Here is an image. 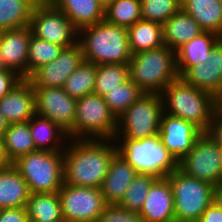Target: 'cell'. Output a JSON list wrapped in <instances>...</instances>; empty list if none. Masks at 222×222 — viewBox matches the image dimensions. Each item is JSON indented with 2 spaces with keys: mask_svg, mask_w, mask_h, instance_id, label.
Returning a JSON list of instances; mask_svg holds the SVG:
<instances>
[{
  "mask_svg": "<svg viewBox=\"0 0 222 222\" xmlns=\"http://www.w3.org/2000/svg\"><path fill=\"white\" fill-rule=\"evenodd\" d=\"M26 209L29 222H59L63 220L58 192L31 193Z\"/></svg>",
  "mask_w": 222,
  "mask_h": 222,
  "instance_id": "83f0119b",
  "label": "cell"
},
{
  "mask_svg": "<svg viewBox=\"0 0 222 222\" xmlns=\"http://www.w3.org/2000/svg\"><path fill=\"white\" fill-rule=\"evenodd\" d=\"M162 26L164 44L174 51L204 32L198 23L181 9Z\"/></svg>",
  "mask_w": 222,
  "mask_h": 222,
  "instance_id": "d4e9b609",
  "label": "cell"
},
{
  "mask_svg": "<svg viewBox=\"0 0 222 222\" xmlns=\"http://www.w3.org/2000/svg\"><path fill=\"white\" fill-rule=\"evenodd\" d=\"M30 26L0 31V53L7 68L27 79Z\"/></svg>",
  "mask_w": 222,
  "mask_h": 222,
  "instance_id": "e0dca14e",
  "label": "cell"
},
{
  "mask_svg": "<svg viewBox=\"0 0 222 222\" xmlns=\"http://www.w3.org/2000/svg\"><path fill=\"white\" fill-rule=\"evenodd\" d=\"M84 60L82 48L77 42L63 48L59 56L38 68L28 80L32 87H63L67 77L75 71Z\"/></svg>",
  "mask_w": 222,
  "mask_h": 222,
  "instance_id": "9a60e30c",
  "label": "cell"
},
{
  "mask_svg": "<svg viewBox=\"0 0 222 222\" xmlns=\"http://www.w3.org/2000/svg\"><path fill=\"white\" fill-rule=\"evenodd\" d=\"M24 78L12 69L0 71V99L8 94Z\"/></svg>",
  "mask_w": 222,
  "mask_h": 222,
  "instance_id": "f35d334b",
  "label": "cell"
},
{
  "mask_svg": "<svg viewBox=\"0 0 222 222\" xmlns=\"http://www.w3.org/2000/svg\"><path fill=\"white\" fill-rule=\"evenodd\" d=\"M218 146H219L220 157H221V160H222V145H218Z\"/></svg>",
  "mask_w": 222,
  "mask_h": 222,
  "instance_id": "f907efd6",
  "label": "cell"
},
{
  "mask_svg": "<svg viewBox=\"0 0 222 222\" xmlns=\"http://www.w3.org/2000/svg\"><path fill=\"white\" fill-rule=\"evenodd\" d=\"M96 80V64L83 60L65 80L64 91L71 97L80 98L93 94Z\"/></svg>",
  "mask_w": 222,
  "mask_h": 222,
  "instance_id": "4dcf8cb0",
  "label": "cell"
},
{
  "mask_svg": "<svg viewBox=\"0 0 222 222\" xmlns=\"http://www.w3.org/2000/svg\"><path fill=\"white\" fill-rule=\"evenodd\" d=\"M181 78L216 99H222V38L214 45L205 63L192 66Z\"/></svg>",
  "mask_w": 222,
  "mask_h": 222,
  "instance_id": "2e32d148",
  "label": "cell"
},
{
  "mask_svg": "<svg viewBox=\"0 0 222 222\" xmlns=\"http://www.w3.org/2000/svg\"><path fill=\"white\" fill-rule=\"evenodd\" d=\"M9 123L4 118V116L0 113V137L3 136L5 130L7 129Z\"/></svg>",
  "mask_w": 222,
  "mask_h": 222,
  "instance_id": "ee69618b",
  "label": "cell"
},
{
  "mask_svg": "<svg viewBox=\"0 0 222 222\" xmlns=\"http://www.w3.org/2000/svg\"><path fill=\"white\" fill-rule=\"evenodd\" d=\"M198 222H222V208L213 201L201 214Z\"/></svg>",
  "mask_w": 222,
  "mask_h": 222,
  "instance_id": "b9f144b4",
  "label": "cell"
},
{
  "mask_svg": "<svg viewBox=\"0 0 222 222\" xmlns=\"http://www.w3.org/2000/svg\"><path fill=\"white\" fill-rule=\"evenodd\" d=\"M115 0H98V2L106 9L110 4H112Z\"/></svg>",
  "mask_w": 222,
  "mask_h": 222,
  "instance_id": "bcb514c9",
  "label": "cell"
},
{
  "mask_svg": "<svg viewBox=\"0 0 222 222\" xmlns=\"http://www.w3.org/2000/svg\"><path fill=\"white\" fill-rule=\"evenodd\" d=\"M213 201L222 208V180L214 185Z\"/></svg>",
  "mask_w": 222,
  "mask_h": 222,
  "instance_id": "7bdbcfd3",
  "label": "cell"
},
{
  "mask_svg": "<svg viewBox=\"0 0 222 222\" xmlns=\"http://www.w3.org/2000/svg\"><path fill=\"white\" fill-rule=\"evenodd\" d=\"M65 222H97L108 205L99 188L64 184L58 191Z\"/></svg>",
  "mask_w": 222,
  "mask_h": 222,
  "instance_id": "8fae6325",
  "label": "cell"
},
{
  "mask_svg": "<svg viewBox=\"0 0 222 222\" xmlns=\"http://www.w3.org/2000/svg\"><path fill=\"white\" fill-rule=\"evenodd\" d=\"M218 109L222 112V99L218 100Z\"/></svg>",
  "mask_w": 222,
  "mask_h": 222,
  "instance_id": "681fc988",
  "label": "cell"
},
{
  "mask_svg": "<svg viewBox=\"0 0 222 222\" xmlns=\"http://www.w3.org/2000/svg\"><path fill=\"white\" fill-rule=\"evenodd\" d=\"M40 0H0V31L30 26L34 6Z\"/></svg>",
  "mask_w": 222,
  "mask_h": 222,
  "instance_id": "f1b7e54d",
  "label": "cell"
},
{
  "mask_svg": "<svg viewBox=\"0 0 222 222\" xmlns=\"http://www.w3.org/2000/svg\"><path fill=\"white\" fill-rule=\"evenodd\" d=\"M173 201L168 179L157 178L150 187L139 215L144 222H175Z\"/></svg>",
  "mask_w": 222,
  "mask_h": 222,
  "instance_id": "ac0fdd59",
  "label": "cell"
},
{
  "mask_svg": "<svg viewBox=\"0 0 222 222\" xmlns=\"http://www.w3.org/2000/svg\"><path fill=\"white\" fill-rule=\"evenodd\" d=\"M30 194L27 182L12 163L0 170V209L26 207Z\"/></svg>",
  "mask_w": 222,
  "mask_h": 222,
  "instance_id": "44dd1931",
  "label": "cell"
},
{
  "mask_svg": "<svg viewBox=\"0 0 222 222\" xmlns=\"http://www.w3.org/2000/svg\"><path fill=\"white\" fill-rule=\"evenodd\" d=\"M140 19V0H115L105 9L104 20L113 25L128 28Z\"/></svg>",
  "mask_w": 222,
  "mask_h": 222,
  "instance_id": "d6a6232c",
  "label": "cell"
},
{
  "mask_svg": "<svg viewBox=\"0 0 222 222\" xmlns=\"http://www.w3.org/2000/svg\"><path fill=\"white\" fill-rule=\"evenodd\" d=\"M160 95L163 104L166 100L169 103L167 114L193 123L203 133L208 132L218 109V99L213 95L193 87L181 77L168 84Z\"/></svg>",
  "mask_w": 222,
  "mask_h": 222,
  "instance_id": "3957f363",
  "label": "cell"
},
{
  "mask_svg": "<svg viewBox=\"0 0 222 222\" xmlns=\"http://www.w3.org/2000/svg\"><path fill=\"white\" fill-rule=\"evenodd\" d=\"M162 113L161 95L145 93L117 118L118 128L123 127V139L141 140L158 135Z\"/></svg>",
  "mask_w": 222,
  "mask_h": 222,
  "instance_id": "9c48e42d",
  "label": "cell"
},
{
  "mask_svg": "<svg viewBox=\"0 0 222 222\" xmlns=\"http://www.w3.org/2000/svg\"><path fill=\"white\" fill-rule=\"evenodd\" d=\"M129 79L128 64H100L96 65V80L94 93L105 96L109 91Z\"/></svg>",
  "mask_w": 222,
  "mask_h": 222,
  "instance_id": "1f68e13d",
  "label": "cell"
},
{
  "mask_svg": "<svg viewBox=\"0 0 222 222\" xmlns=\"http://www.w3.org/2000/svg\"><path fill=\"white\" fill-rule=\"evenodd\" d=\"M8 69L3 61L2 55L0 53V71Z\"/></svg>",
  "mask_w": 222,
  "mask_h": 222,
  "instance_id": "7dc6e473",
  "label": "cell"
},
{
  "mask_svg": "<svg viewBox=\"0 0 222 222\" xmlns=\"http://www.w3.org/2000/svg\"><path fill=\"white\" fill-rule=\"evenodd\" d=\"M76 140L63 152L64 184L100 189L117 147L105 139Z\"/></svg>",
  "mask_w": 222,
  "mask_h": 222,
  "instance_id": "6da1fadb",
  "label": "cell"
},
{
  "mask_svg": "<svg viewBox=\"0 0 222 222\" xmlns=\"http://www.w3.org/2000/svg\"><path fill=\"white\" fill-rule=\"evenodd\" d=\"M144 94L133 81L128 79L119 85L118 88L109 91L104 96V99L110 111L118 118Z\"/></svg>",
  "mask_w": 222,
  "mask_h": 222,
  "instance_id": "e575fe53",
  "label": "cell"
},
{
  "mask_svg": "<svg viewBox=\"0 0 222 222\" xmlns=\"http://www.w3.org/2000/svg\"><path fill=\"white\" fill-rule=\"evenodd\" d=\"M123 146H117L121 155L137 173L152 174L164 178L178 168V162L161 143L159 135L141 140L122 139Z\"/></svg>",
  "mask_w": 222,
  "mask_h": 222,
  "instance_id": "52a82bcc",
  "label": "cell"
},
{
  "mask_svg": "<svg viewBox=\"0 0 222 222\" xmlns=\"http://www.w3.org/2000/svg\"><path fill=\"white\" fill-rule=\"evenodd\" d=\"M141 17L144 20L164 24L181 9L180 0H140Z\"/></svg>",
  "mask_w": 222,
  "mask_h": 222,
  "instance_id": "8d00e7d4",
  "label": "cell"
},
{
  "mask_svg": "<svg viewBox=\"0 0 222 222\" xmlns=\"http://www.w3.org/2000/svg\"><path fill=\"white\" fill-rule=\"evenodd\" d=\"M207 133L217 145H222V112L219 109L215 111Z\"/></svg>",
  "mask_w": 222,
  "mask_h": 222,
  "instance_id": "60d3db41",
  "label": "cell"
},
{
  "mask_svg": "<svg viewBox=\"0 0 222 222\" xmlns=\"http://www.w3.org/2000/svg\"><path fill=\"white\" fill-rule=\"evenodd\" d=\"M117 123V118L110 111L103 96L93 93L77 98L74 138L78 139L80 136L79 139H81L83 136V139H86L90 134L89 139L93 136V139L98 137L100 140L106 139L105 141L109 142L110 139L114 140L122 133Z\"/></svg>",
  "mask_w": 222,
  "mask_h": 222,
  "instance_id": "ba28073f",
  "label": "cell"
},
{
  "mask_svg": "<svg viewBox=\"0 0 222 222\" xmlns=\"http://www.w3.org/2000/svg\"><path fill=\"white\" fill-rule=\"evenodd\" d=\"M156 179L157 177L152 174L138 173L128 186L123 199L118 205L126 210L139 213L150 187Z\"/></svg>",
  "mask_w": 222,
  "mask_h": 222,
  "instance_id": "d590c367",
  "label": "cell"
},
{
  "mask_svg": "<svg viewBox=\"0 0 222 222\" xmlns=\"http://www.w3.org/2000/svg\"><path fill=\"white\" fill-rule=\"evenodd\" d=\"M7 164H9L6 160L5 155H0V170H2Z\"/></svg>",
  "mask_w": 222,
  "mask_h": 222,
  "instance_id": "f6af8a7d",
  "label": "cell"
},
{
  "mask_svg": "<svg viewBox=\"0 0 222 222\" xmlns=\"http://www.w3.org/2000/svg\"><path fill=\"white\" fill-rule=\"evenodd\" d=\"M163 113L160 120L159 137L173 158L179 162L194 147V143L203 133L197 126L182 118Z\"/></svg>",
  "mask_w": 222,
  "mask_h": 222,
  "instance_id": "5bb4252c",
  "label": "cell"
},
{
  "mask_svg": "<svg viewBox=\"0 0 222 222\" xmlns=\"http://www.w3.org/2000/svg\"><path fill=\"white\" fill-rule=\"evenodd\" d=\"M35 111L49 118L74 138V120L77 99L69 96L61 87H33Z\"/></svg>",
  "mask_w": 222,
  "mask_h": 222,
  "instance_id": "4fadbf2b",
  "label": "cell"
},
{
  "mask_svg": "<svg viewBox=\"0 0 222 222\" xmlns=\"http://www.w3.org/2000/svg\"><path fill=\"white\" fill-rule=\"evenodd\" d=\"M97 222H144L138 212L129 211L118 204H108Z\"/></svg>",
  "mask_w": 222,
  "mask_h": 222,
  "instance_id": "74e56055",
  "label": "cell"
},
{
  "mask_svg": "<svg viewBox=\"0 0 222 222\" xmlns=\"http://www.w3.org/2000/svg\"><path fill=\"white\" fill-rule=\"evenodd\" d=\"M181 10L189 14L204 32L222 37V0H180Z\"/></svg>",
  "mask_w": 222,
  "mask_h": 222,
  "instance_id": "cb8c5ba5",
  "label": "cell"
},
{
  "mask_svg": "<svg viewBox=\"0 0 222 222\" xmlns=\"http://www.w3.org/2000/svg\"><path fill=\"white\" fill-rule=\"evenodd\" d=\"M0 113L9 124L29 122L36 115L34 89L28 79L0 99Z\"/></svg>",
  "mask_w": 222,
  "mask_h": 222,
  "instance_id": "d6986e66",
  "label": "cell"
},
{
  "mask_svg": "<svg viewBox=\"0 0 222 222\" xmlns=\"http://www.w3.org/2000/svg\"><path fill=\"white\" fill-rule=\"evenodd\" d=\"M62 11L79 30L105 18V9L98 0H49Z\"/></svg>",
  "mask_w": 222,
  "mask_h": 222,
  "instance_id": "603a6c76",
  "label": "cell"
},
{
  "mask_svg": "<svg viewBox=\"0 0 222 222\" xmlns=\"http://www.w3.org/2000/svg\"><path fill=\"white\" fill-rule=\"evenodd\" d=\"M222 37L212 32H203L176 51L177 68L182 77L192 66L205 63L210 51Z\"/></svg>",
  "mask_w": 222,
  "mask_h": 222,
  "instance_id": "7402d4cb",
  "label": "cell"
},
{
  "mask_svg": "<svg viewBox=\"0 0 222 222\" xmlns=\"http://www.w3.org/2000/svg\"><path fill=\"white\" fill-rule=\"evenodd\" d=\"M29 124H30L31 136L33 138L36 150H44L50 152L60 151V146H59V144H61L60 137L62 135L68 136V134H66L64 130H62L49 118H45L37 114L29 121ZM51 143L53 145H51Z\"/></svg>",
  "mask_w": 222,
  "mask_h": 222,
  "instance_id": "f546056e",
  "label": "cell"
},
{
  "mask_svg": "<svg viewBox=\"0 0 222 222\" xmlns=\"http://www.w3.org/2000/svg\"><path fill=\"white\" fill-rule=\"evenodd\" d=\"M166 178L172 188L175 222H198L213 202L214 186L186 175L179 168Z\"/></svg>",
  "mask_w": 222,
  "mask_h": 222,
  "instance_id": "8992f818",
  "label": "cell"
},
{
  "mask_svg": "<svg viewBox=\"0 0 222 222\" xmlns=\"http://www.w3.org/2000/svg\"><path fill=\"white\" fill-rule=\"evenodd\" d=\"M0 155H5L4 149H3V138L0 137Z\"/></svg>",
  "mask_w": 222,
  "mask_h": 222,
  "instance_id": "c3c4849f",
  "label": "cell"
},
{
  "mask_svg": "<svg viewBox=\"0 0 222 222\" xmlns=\"http://www.w3.org/2000/svg\"><path fill=\"white\" fill-rule=\"evenodd\" d=\"M59 45L53 44L43 39L30 37L27 61V79L41 66L55 60L62 49Z\"/></svg>",
  "mask_w": 222,
  "mask_h": 222,
  "instance_id": "836d02e7",
  "label": "cell"
},
{
  "mask_svg": "<svg viewBox=\"0 0 222 222\" xmlns=\"http://www.w3.org/2000/svg\"><path fill=\"white\" fill-rule=\"evenodd\" d=\"M3 149L8 163L36 151L29 122L9 124L3 136Z\"/></svg>",
  "mask_w": 222,
  "mask_h": 222,
  "instance_id": "4316f807",
  "label": "cell"
},
{
  "mask_svg": "<svg viewBox=\"0 0 222 222\" xmlns=\"http://www.w3.org/2000/svg\"><path fill=\"white\" fill-rule=\"evenodd\" d=\"M128 66L129 79L144 93L160 94L168 84L180 77L176 51L166 45L133 54Z\"/></svg>",
  "mask_w": 222,
  "mask_h": 222,
  "instance_id": "277c9868",
  "label": "cell"
},
{
  "mask_svg": "<svg viewBox=\"0 0 222 222\" xmlns=\"http://www.w3.org/2000/svg\"><path fill=\"white\" fill-rule=\"evenodd\" d=\"M30 28L39 38L67 48L77 43L78 30L68 17L49 0H40L33 8Z\"/></svg>",
  "mask_w": 222,
  "mask_h": 222,
  "instance_id": "30bf717a",
  "label": "cell"
},
{
  "mask_svg": "<svg viewBox=\"0 0 222 222\" xmlns=\"http://www.w3.org/2000/svg\"><path fill=\"white\" fill-rule=\"evenodd\" d=\"M0 222H29L26 207L0 209Z\"/></svg>",
  "mask_w": 222,
  "mask_h": 222,
  "instance_id": "ab89813d",
  "label": "cell"
},
{
  "mask_svg": "<svg viewBox=\"0 0 222 222\" xmlns=\"http://www.w3.org/2000/svg\"><path fill=\"white\" fill-rule=\"evenodd\" d=\"M83 39H77L85 61L100 64H128L132 54L129 49L127 28L105 20L78 30Z\"/></svg>",
  "mask_w": 222,
  "mask_h": 222,
  "instance_id": "7a4b0ae2",
  "label": "cell"
},
{
  "mask_svg": "<svg viewBox=\"0 0 222 222\" xmlns=\"http://www.w3.org/2000/svg\"><path fill=\"white\" fill-rule=\"evenodd\" d=\"M63 151H32L12 165L28 184L30 193H55L64 183Z\"/></svg>",
  "mask_w": 222,
  "mask_h": 222,
  "instance_id": "5b68a950",
  "label": "cell"
},
{
  "mask_svg": "<svg viewBox=\"0 0 222 222\" xmlns=\"http://www.w3.org/2000/svg\"><path fill=\"white\" fill-rule=\"evenodd\" d=\"M137 174V171L121 155L116 153L100 187L106 203L119 204Z\"/></svg>",
  "mask_w": 222,
  "mask_h": 222,
  "instance_id": "ffe728a7",
  "label": "cell"
},
{
  "mask_svg": "<svg viewBox=\"0 0 222 222\" xmlns=\"http://www.w3.org/2000/svg\"><path fill=\"white\" fill-rule=\"evenodd\" d=\"M178 168L192 178L218 184L222 180L219 146L208 133H202L193 149L178 162Z\"/></svg>",
  "mask_w": 222,
  "mask_h": 222,
  "instance_id": "7c38bea8",
  "label": "cell"
},
{
  "mask_svg": "<svg viewBox=\"0 0 222 222\" xmlns=\"http://www.w3.org/2000/svg\"><path fill=\"white\" fill-rule=\"evenodd\" d=\"M131 54L153 50L164 46L163 26L154 21L138 20L127 28Z\"/></svg>",
  "mask_w": 222,
  "mask_h": 222,
  "instance_id": "484cf974",
  "label": "cell"
}]
</instances>
